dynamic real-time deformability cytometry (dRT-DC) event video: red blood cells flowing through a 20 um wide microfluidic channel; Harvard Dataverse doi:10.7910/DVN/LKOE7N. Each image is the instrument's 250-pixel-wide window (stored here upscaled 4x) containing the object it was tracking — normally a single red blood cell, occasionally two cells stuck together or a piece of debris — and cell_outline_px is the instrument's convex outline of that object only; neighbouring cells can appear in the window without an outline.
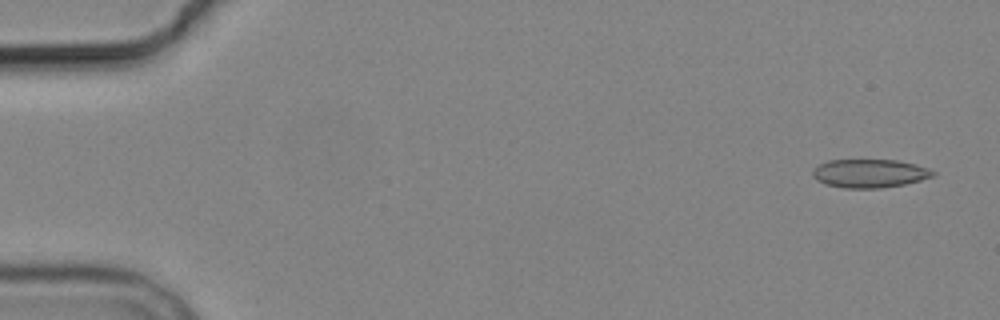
{"species": "common noctule bat (a hibernating species)", "species_latin": "Nyctalus noctula", "temperature_condition": "cold", "stored_images_in_passage": 6, "camera_frame_rate_fps": 3000, "um_per_image_px": 0.085, "animal": {"sex": "male", "body_mass_g": 19.2, "forearm_length_mm": 51.8}, "frame": {"image": 1, "passage_image": 1, "time_ms": 0.0, "image_size_px": [1000, 320], "cell_outline_px": [[936, 176], [904, 184], [880, 188], [844, 188], [824, 184], [816, 180], [812, 176], [812, 172], [820, 164], [828, 160], [896, 160], [916, 164], [928, 168], [936, 172]], "centroid_in_image_um": [73.93, 14.74], "position_along_channel_um": 11.1, "area_um2": 20.0}}
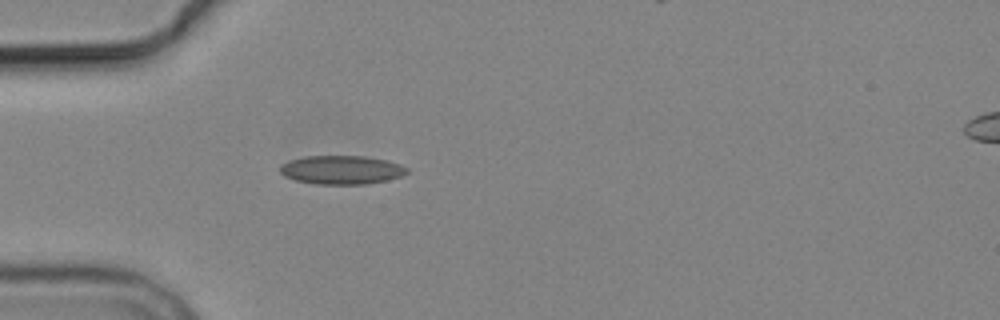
{"frame": {"image": 2, "passage_image": 5, "time_ms": 4.667, "image_size_px": [1000, 320], "cell_outline_px": [[408, 172], [400, 176], [388, 180], [364, 184], [316, 184], [296, 180], [284, 176], [280, 172], [280, 164], [288, 160], [304, 156], [364, 156], [388, 160], [400, 164], [408, 168]], "centroid_in_image_um": [29.02, 14.43], "position_along_channel_um": 56.0, "area_um2": 21.33}}